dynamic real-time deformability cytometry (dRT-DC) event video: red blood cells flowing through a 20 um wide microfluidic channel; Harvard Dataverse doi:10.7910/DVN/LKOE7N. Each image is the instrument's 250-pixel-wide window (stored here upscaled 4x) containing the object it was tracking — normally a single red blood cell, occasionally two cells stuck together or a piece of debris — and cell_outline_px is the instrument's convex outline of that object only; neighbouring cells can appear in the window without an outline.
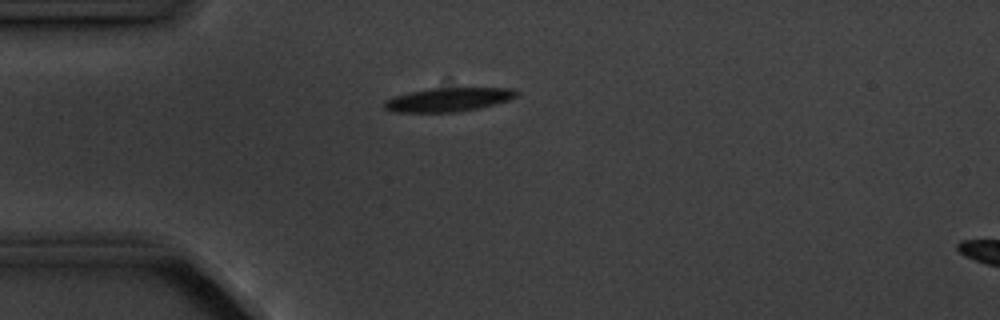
{"species": "common noctule bat (a hibernating species)", "species_latin": "Nyctalus noctula", "temperature_condition": "cold", "stored_images_in_passage": 2, "camera_frame_rate_fps": 3000, "um_per_image_px": 0.085, "animal": {"sex": "male", "body_mass_g": 20.1, "forearm_length_mm": 53.5}, "frame": {"image": 1, "passage_image": 2, "time_ms": 1.667, "image_size_px": [1000, 320], "cell_outline_px": [[520, 92], [516, 96], [508, 100], [496, 104], [480, 108], [460, 112], [392, 112], [384, 108], [384, 100], [408, 92], [428, 88], [512, 88]], "centroid_in_image_um": [38.11, 8.47], "position_along_channel_um": 46.9, "area_um2": 18.5}}